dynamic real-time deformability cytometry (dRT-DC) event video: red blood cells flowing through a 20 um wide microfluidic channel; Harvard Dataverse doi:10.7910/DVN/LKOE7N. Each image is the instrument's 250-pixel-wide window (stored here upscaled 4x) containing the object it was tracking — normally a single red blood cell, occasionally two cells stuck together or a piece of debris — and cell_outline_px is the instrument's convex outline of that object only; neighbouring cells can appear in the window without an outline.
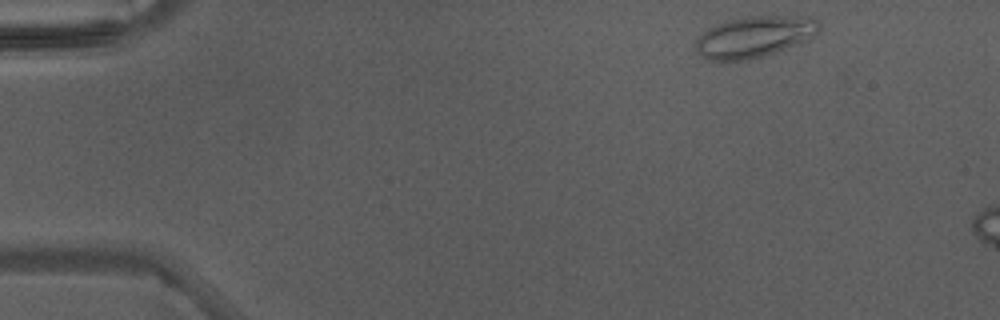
{"species": "Egyptian fruit bat (a non-hibernating species)", "species_latin": "Rousettus aegyptiacus", "temperature_condition": "warm", "stored_images_in_passage": 3, "camera_frame_rate_fps": 3000, "um_per_image_px": 0.085, "animal": {"sex": "male"}, "frame": {"image": 1, "passage_image": 1, "time_ms": 0.0, "image_size_px": [1000, 320], "cell_outline_px": [[820, 28], [812, 36], [796, 44], [776, 52], [748, 60], [708, 60], [696, 52], [696, 40], [708, 28], [716, 24], [728, 20], [744, 16], [772, 16], [816, 20], [820, 24]], "centroid_in_image_um": [64.03, 3.14], "position_along_channel_um": 21.0, "area_um2": 28.9}}